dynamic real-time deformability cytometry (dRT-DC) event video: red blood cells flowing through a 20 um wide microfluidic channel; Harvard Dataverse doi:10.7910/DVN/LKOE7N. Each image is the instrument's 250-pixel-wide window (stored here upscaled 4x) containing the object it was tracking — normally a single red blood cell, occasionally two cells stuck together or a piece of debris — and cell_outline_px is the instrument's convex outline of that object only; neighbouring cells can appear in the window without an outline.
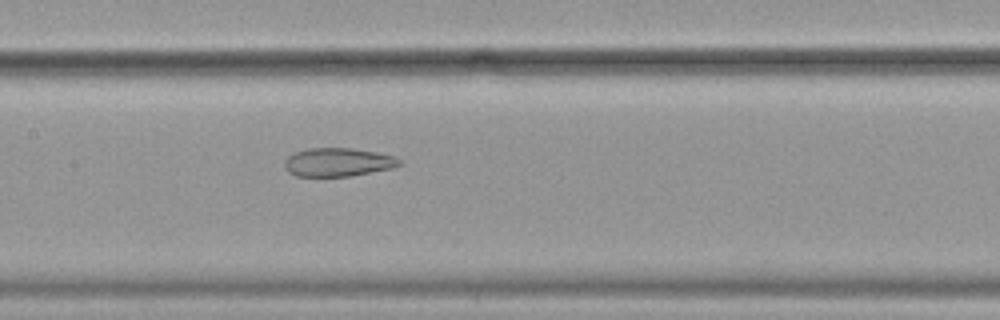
{"species": "common noctule bat (a hibernating species)", "species_latin": "Nyctalus noctula", "temperature_condition": "cold", "stored_images_in_passage": 56, "camera_frame_rate_fps": 3000, "um_per_image_px": 0.085, "animal": {"sex": "female", "body_mass_g": 19.9}, "frame": {"image": 1, "passage_image": 27, "time_ms": 8.667, "image_size_px": [1000, 320], "cell_outline_px": [[404, 164], [392, 168], [352, 176], [296, 176], [288, 172], [284, 168], [284, 160], [288, 156], [296, 152], [308, 148], [352, 148], [376, 152], [392, 156], [400, 160]], "centroid_in_image_um": [28.71, 13.79], "position_along_channel_um": 178.7, "area_um2": 19.13}}
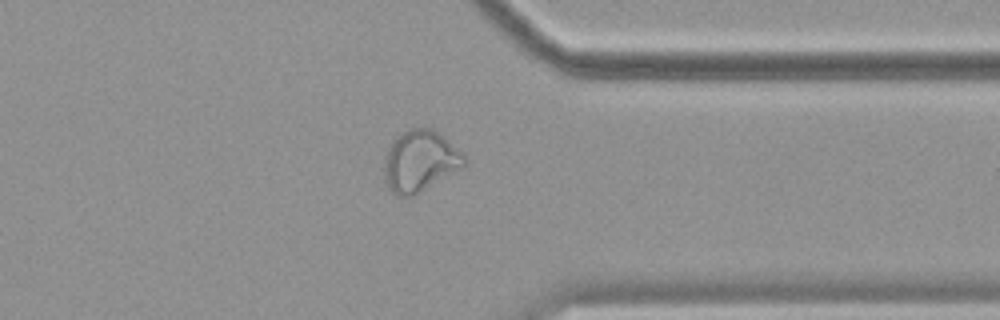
{"frame": {"image": 2, "passage_image": 44, "time_ms": 14.333, "image_size_px": [1000, 320], "cell_outline_px": [[468, 164], [412, 196], [396, 196], [388, 188], [384, 180], [384, 160], [388, 148], [396, 136], [412, 128], [432, 128], [464, 152]], "centroid_in_image_um": [35.7, 13.69], "position_along_channel_um": 375.7, "area_um2": 28.55}}
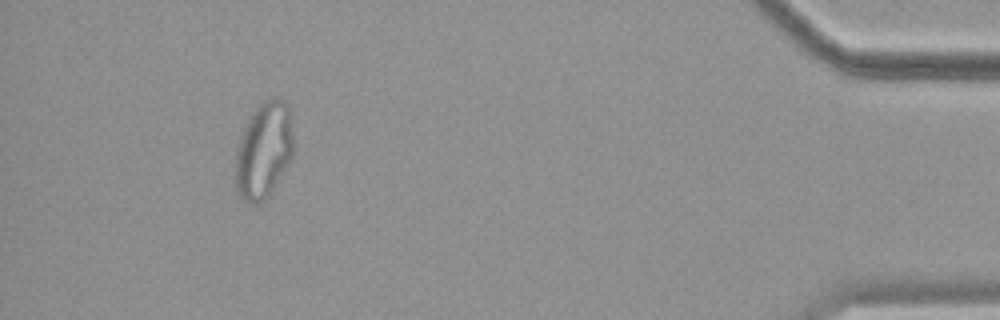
{"frame": {"image": 3, "passage_image": 52, "time_ms": 17.0, "image_size_px": [1000, 320], "cell_outline_px": [[292, 156], [268, 196], [260, 204], [252, 204], [244, 200], [236, 192], [236, 148], [240, 136], [248, 116], [268, 96], [280, 96], [288, 104], [292, 132]], "centroid_in_image_um": [22.4, 12.73], "position_along_channel_um": 412.8, "area_um2": 32.66}, "authors_computed_cell_mechanics": {"area_um2": 27.8885, "velocity_mm_per_s": 3.5478, "shape_relaxation_time_tau1_ms": null, "shape_relaxation_time_tau2_ms": 2.4987, "deformation_change_tau1": null, "deformation_change_tau2": 0.1006}}